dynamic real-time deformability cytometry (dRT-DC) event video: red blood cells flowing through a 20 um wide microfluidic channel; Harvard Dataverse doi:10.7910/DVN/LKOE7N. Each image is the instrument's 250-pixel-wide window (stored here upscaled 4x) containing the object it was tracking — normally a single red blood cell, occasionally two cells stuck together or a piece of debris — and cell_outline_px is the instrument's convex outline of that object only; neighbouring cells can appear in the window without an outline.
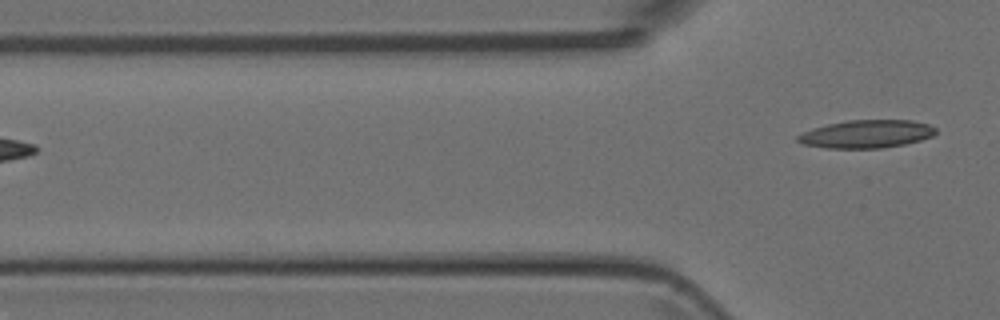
{"species": "Egyptian fruit bat (a non-hibernating species)", "species_latin": "Rousettus aegyptiacus", "temperature_condition": "room temperature", "stored_images_in_passage": 2, "camera_frame_rate_fps": 3000, "um_per_image_px": 0.085, "animal": {"sex": "female"}, "frame": {"image": 1, "passage_image": 2, "time_ms": 1.333, "image_size_px": [1000, 320], "cell_outline_px": [[936, 132], [932, 136], [920, 140], [904, 144], [884, 148], [824, 148], [804, 144], [796, 140], [796, 136], [804, 132], [828, 124], [848, 120], [912, 120], [928, 124], [936, 128]], "centroid_in_image_um": [73.67, 11.39], "position_along_channel_um": 52.1, "area_um2": 22.37}}